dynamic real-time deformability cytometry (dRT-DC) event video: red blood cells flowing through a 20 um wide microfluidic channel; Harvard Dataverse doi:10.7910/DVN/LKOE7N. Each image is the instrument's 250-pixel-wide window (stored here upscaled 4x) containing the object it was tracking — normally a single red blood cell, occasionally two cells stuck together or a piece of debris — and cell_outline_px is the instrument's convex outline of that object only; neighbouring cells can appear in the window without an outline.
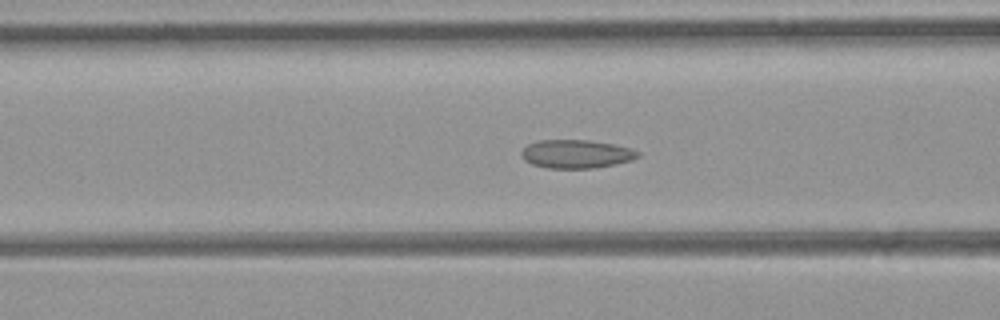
{"species": "common noctule bat (a hibernating species)", "species_latin": "Nyctalus noctula", "temperature_condition": "room temperature", "stored_images_in_passage": 40, "camera_frame_rate_fps": 3000, "um_per_image_px": 0.085, "animal": {"sex": "female", "body_mass_g": 21.9}, "frame": {"image": 1, "passage_image": 12, "time_ms": 3.667, "image_size_px": [1000, 320], "cell_outline_px": [[640, 156], [632, 160], [616, 164], [596, 168], [548, 168], [532, 164], [524, 160], [520, 156], [520, 152], [528, 144], [540, 140], [588, 140], [612, 144], [632, 148], [640, 152]], "centroid_in_image_um": [48.99, 13.09], "position_along_channel_um": 117.6, "area_um2": 19.42}}
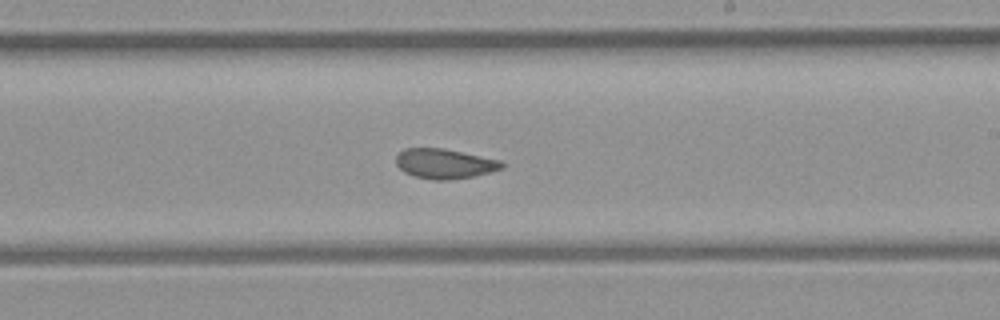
{"frame": {"image": 2, "passage_image": 21, "time_ms": 6.667, "image_size_px": [1000, 320], "cell_outline_px": [[504, 168], [472, 176], [448, 180], [432, 180], [416, 176], [404, 172], [396, 164], [396, 156], [404, 148], [444, 148], [500, 160], [504, 164]], "centroid_in_image_um": [37.77, 13.9], "position_along_channel_um": 251.2, "area_um2": 18.26}}
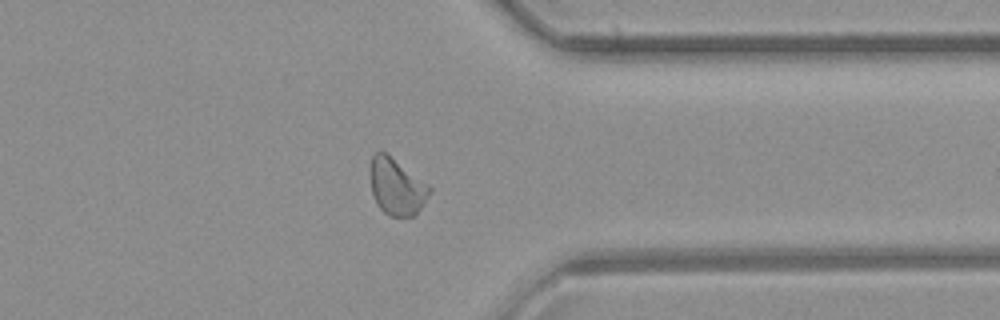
{"frame": {"image": 3, "passage_image": 30, "time_ms": 9.667, "image_size_px": [1000, 320], "cell_outline_px": [[432, 192], [424, 204], [412, 216], [388, 216], [380, 208], [372, 192], [368, 172], [372, 156], [376, 152], [384, 152], [432, 188]], "centroid_in_image_um": [33.69, 15.88], "position_along_channel_um": 377.7, "area_um2": 19.25}, "authors_computed_cell_mechanics": {"area_um2": 19.2185, "velocity_mm_per_s": 4.4576, "shape_relaxation_time_tau1_ms": null, "shape_relaxation_time_tau2_ms": 1.5845, "deformation_change_tau1": null, "deformation_change_tau2": 0.0792}}